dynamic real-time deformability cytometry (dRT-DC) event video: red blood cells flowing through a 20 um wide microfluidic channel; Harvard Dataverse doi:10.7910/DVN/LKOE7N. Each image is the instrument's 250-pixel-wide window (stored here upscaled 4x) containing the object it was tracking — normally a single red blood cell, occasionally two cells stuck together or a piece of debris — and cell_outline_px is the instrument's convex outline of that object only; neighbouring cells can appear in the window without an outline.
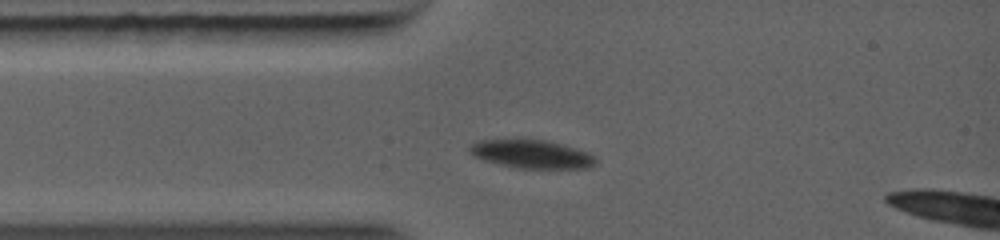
{"species": "common noctule bat (a hibernating species)", "species_latin": "Nyctalus noctula", "temperature_condition": "warm", "stored_images_in_passage": 14, "camera_frame_rate_fps": 5000, "um_per_image_px": 0.085, "animal": {"sex": "female", "body_mass_g": 19.0, "forearm_length_mm": 56.7}, "frame": {"image": 1, "passage_image": 1, "time_ms": 0.0, "image_size_px": [1000, 240], "cell_outline_px": [[592, 160], [588, 164], [568, 168], [532, 168], [508, 164], [492, 160], [480, 156], [472, 148], [476, 144], [492, 140], [540, 140], [556, 144], [580, 152], [588, 156]], "centroid_in_image_um": [45.17, 13.08], "position_along_channel_um": 39.8, "area_um2": 17.63}}
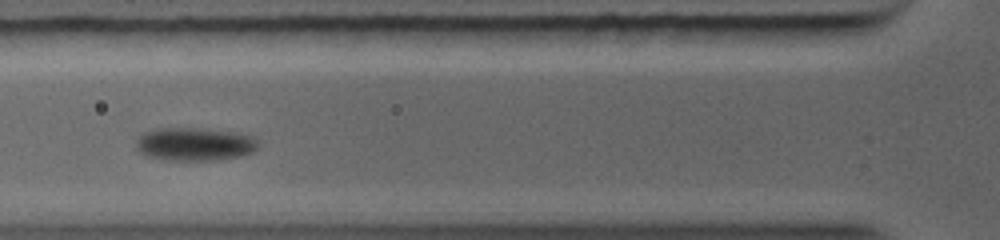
{"frame": {"image": 2, "passage_image": 5, "time_ms": 1.6, "image_size_px": [1000, 240], "cell_outline_px": [[252, 148], [244, 152], [228, 156], [164, 156], [148, 152], [140, 144], [140, 140], [148, 132], [212, 132], [244, 136], [252, 144]], "centroid_in_image_um": [16.54, 12.24], "position_along_channel_um": 109.3, "area_um2": 16.99}}
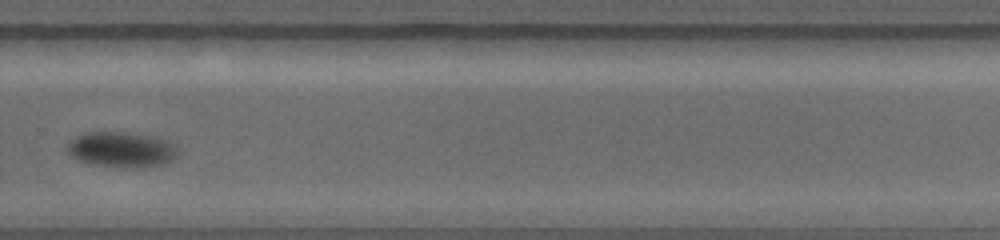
{"frame": {"image": 3, "passage_image": 14, "time_ms": 6.2, "image_size_px": [1000, 240], "cell_outline_px": [[168, 156], [164, 160], [152, 164], [112, 164], [92, 160], [80, 156], [72, 148], [72, 144], [76, 140], [84, 136], [96, 132], [124, 132], [140, 136], [164, 144], [168, 152]], "centroid_in_image_um": [10.21, 12.63], "position_along_channel_um": 319.6, "area_um2": 17.46}}